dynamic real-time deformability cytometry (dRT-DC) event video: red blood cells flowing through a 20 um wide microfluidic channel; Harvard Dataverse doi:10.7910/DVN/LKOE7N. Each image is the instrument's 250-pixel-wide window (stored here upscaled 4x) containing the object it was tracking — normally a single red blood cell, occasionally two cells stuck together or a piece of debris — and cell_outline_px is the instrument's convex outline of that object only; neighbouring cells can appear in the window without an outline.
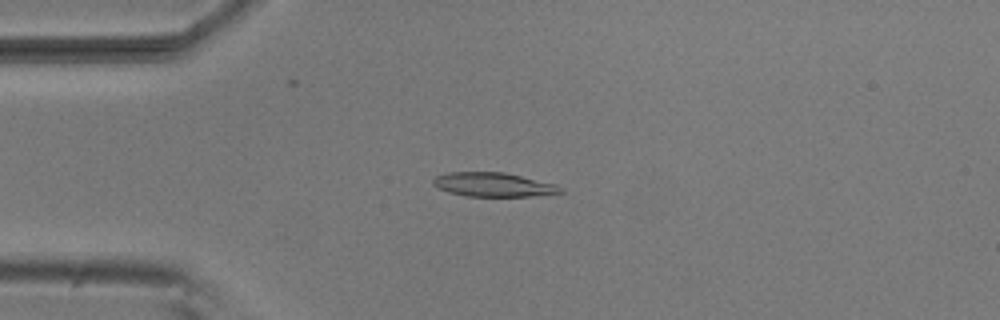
{"species": "common noctule bat (a hibernating species)", "species_latin": "Nyctalus noctula", "temperature_condition": "room temperature", "stored_images_in_passage": 45, "camera_frame_rate_fps": 3000, "um_per_image_px": 0.085, "animal": {"sex": "male", "body_mass_g": 20.5, "forearm_length_mm": 52.5}, "frame": {"image": 1, "passage_image": 5, "time_ms": 1.333, "image_size_px": [1000, 320], "cell_outline_px": [[564, 192], [532, 196], [468, 196], [448, 192], [436, 188], [432, 184], [432, 180], [436, 176], [448, 172], [504, 172], [556, 184], [564, 188]], "centroid_in_image_um": [41.92, 15.69], "position_along_channel_um": 43.1, "area_um2": 17.92}}
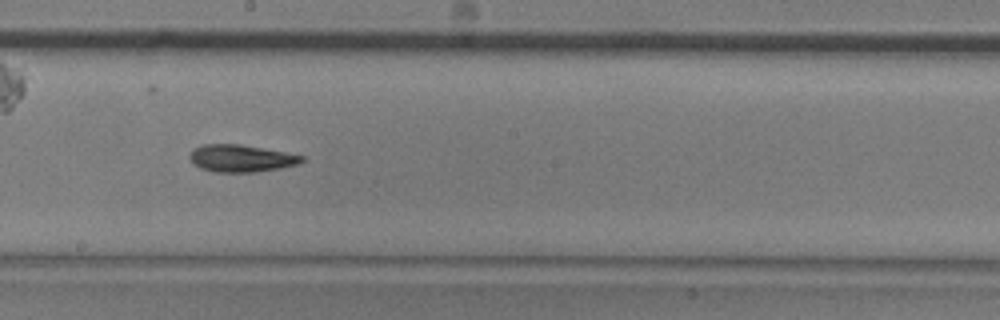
{"frame": {"image": 2, "passage_image": 21, "time_ms": 6.667, "image_size_px": [1000, 320], "cell_outline_px": [[304, 160], [300, 164], [280, 168], [256, 172], [212, 172], [200, 168], [188, 156], [192, 148], [200, 144], [240, 144], [284, 152], [304, 156]], "centroid_in_image_um": [20.47, 13.45], "position_along_channel_um": 227.7, "area_um2": 17.86}}
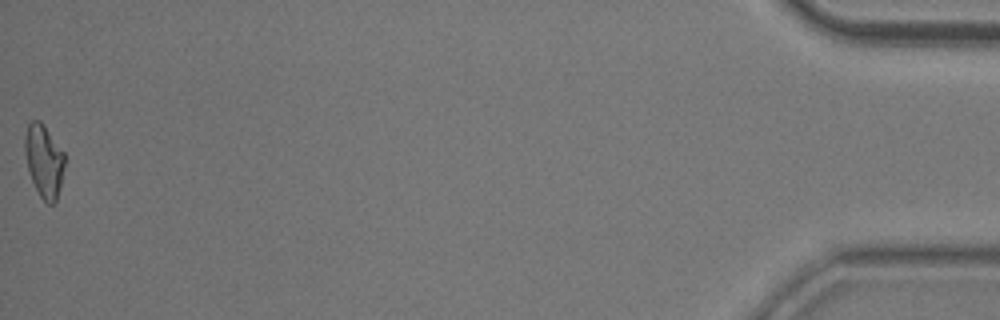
{"frame": {"image": 3, "passage_image": 45, "time_ms": 14.667, "image_size_px": [1000, 320], "cell_outline_px": [[64, 164], [60, 184], [56, 200], [52, 204], [48, 204], [40, 196], [32, 180], [28, 168], [24, 152], [24, 136], [28, 124], [32, 120], [40, 120], [64, 152]], "centroid_in_image_um": [3.71, 13.64], "position_along_channel_um": 431.5, "area_um2": 16.59}, "authors_computed_cell_mechanics": {"area_um2": 17.4556, "velocity_mm_per_s": 3.8031, "shape_relaxation_time_tau1_ms": null, "shape_relaxation_time_tau2_ms": 6.2544, "deformation_change_tau1": null, "deformation_change_tau2": 0.1415}}